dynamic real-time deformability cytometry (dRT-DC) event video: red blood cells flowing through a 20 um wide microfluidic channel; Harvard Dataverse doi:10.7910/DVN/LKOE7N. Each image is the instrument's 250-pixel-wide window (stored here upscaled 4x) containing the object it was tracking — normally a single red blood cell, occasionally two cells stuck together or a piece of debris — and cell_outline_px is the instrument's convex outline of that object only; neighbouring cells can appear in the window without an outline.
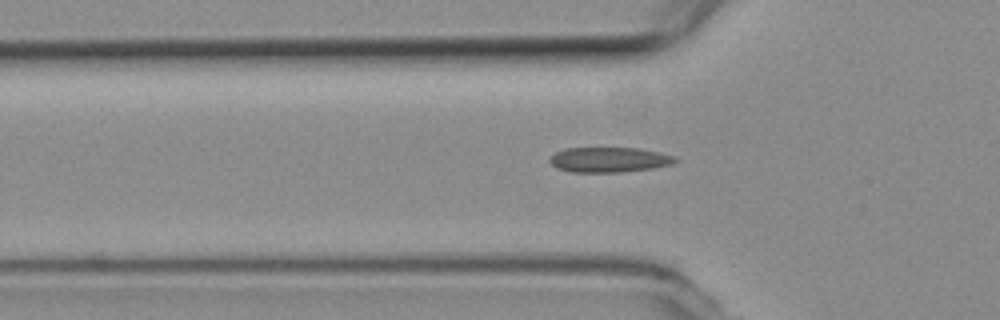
{"species": "common noctule bat (a hibernating species)", "species_latin": "Nyctalus noctula", "temperature_condition": "room temperature", "stored_images_in_passage": 43, "camera_frame_rate_fps": 3000, "um_per_image_px": 0.085, "animal": {"sex": "female", "body_mass_g": 19.3, "forearm_length_mm": 54.1}, "frame": {"image": 1, "passage_image": 16, "time_ms": 5.0, "image_size_px": [1000, 320], "cell_outline_px": [[680, 160], [672, 164], [652, 168], [620, 172], [572, 172], [556, 168], [548, 160], [548, 156], [564, 148], [636, 148], [660, 152], [676, 156]], "centroid_in_image_um": [51.77, 13.57], "position_along_channel_um": 74.0, "area_um2": 18.5}}
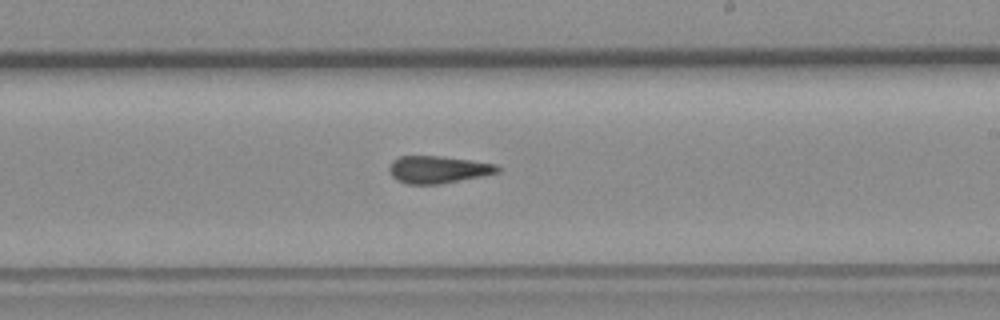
{"frame": {"image": 2, "passage_image": 30, "time_ms": 9.667, "image_size_px": [1000, 320], "cell_outline_px": [[500, 172], [484, 176], [440, 184], [408, 184], [396, 180], [388, 172], [388, 168], [392, 160], [400, 156], [440, 156], [496, 164], [500, 168]], "centroid_in_image_um": [37.21, 14.42], "position_along_channel_um": 251.8, "area_um2": 17.34}}
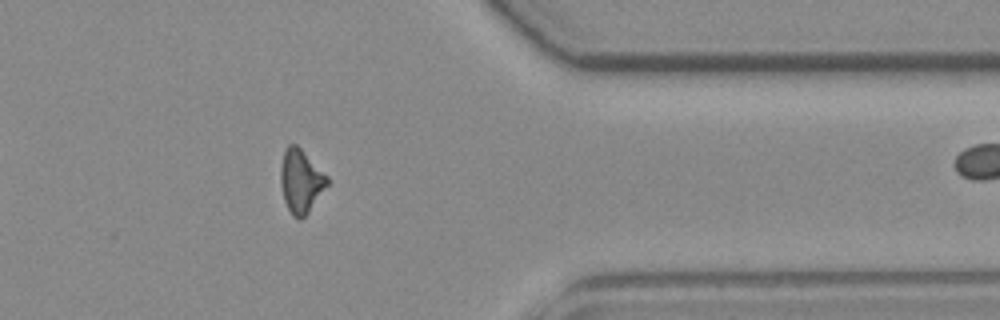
{"frame": {"image": 3, "passage_image": 42, "time_ms": 13.667, "image_size_px": [1000, 320], "cell_outline_px": [[328, 184], [308, 212], [300, 220], [292, 216], [284, 200], [280, 184], [280, 168], [284, 148], [288, 144], [296, 144], [328, 176]], "centroid_in_image_um": [25.54, 15.38], "position_along_channel_um": 385.9, "area_um2": 17.17}}